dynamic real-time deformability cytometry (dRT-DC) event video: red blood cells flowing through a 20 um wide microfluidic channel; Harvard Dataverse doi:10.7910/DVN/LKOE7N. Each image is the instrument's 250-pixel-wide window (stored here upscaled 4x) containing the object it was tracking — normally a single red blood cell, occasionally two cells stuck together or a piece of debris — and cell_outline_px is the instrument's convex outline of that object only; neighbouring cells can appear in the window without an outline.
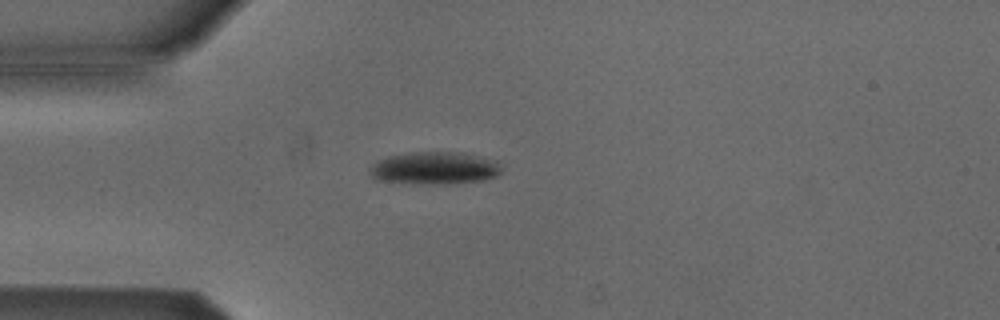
{"species": "Egyptian fruit bat (a non-hibernating species)", "species_latin": "Rousettus aegyptiacus", "temperature_condition": "cold", "stored_images_in_passage": 1, "camera_frame_rate_fps": 3000, "um_per_image_px": 0.085, "animal": {"sex": "male"}, "frame": {"image": 1, "passage_image": 1, "time_ms": 0.0, "image_size_px": [1000, 320], "cell_outline_px": [[504, 168], [496, 176], [484, 180], [448, 184], [420, 184], [380, 180], [372, 176], [368, 172], [372, 164], [388, 156], [416, 152], [464, 152], [500, 160]], "centroid_in_image_um": [37.04, 14.28], "position_along_channel_um": 48.0, "area_um2": 25.32}}